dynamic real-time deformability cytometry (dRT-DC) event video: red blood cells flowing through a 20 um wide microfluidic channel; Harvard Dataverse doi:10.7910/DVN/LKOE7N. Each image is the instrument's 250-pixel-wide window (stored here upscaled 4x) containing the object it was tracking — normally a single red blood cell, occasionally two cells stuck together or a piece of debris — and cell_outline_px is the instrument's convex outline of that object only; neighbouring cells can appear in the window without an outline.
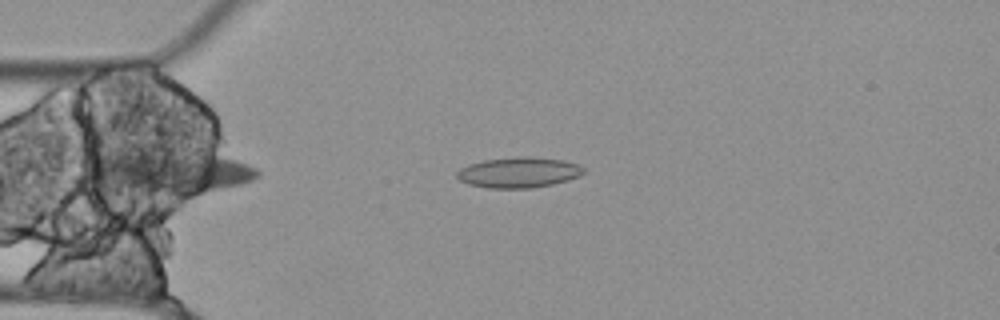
{"species": "Egyptian fruit bat (a non-hibernating species)", "species_latin": "Rousettus aegyptiacus", "temperature_condition": "cold", "stored_images_in_passage": 46, "segment_of_instrument_passage": [1, 2], "camera_frame_rate_fps": 3000, "um_per_image_px": 0.085, "animal": {"sex": "female"}, "frame": {"image": 1, "passage_image": 4, "time_ms": 1.0, "image_size_px": [1000, 320], "cell_outline_px": [[584, 172], [580, 176], [568, 180], [552, 184], [532, 188], [488, 188], [468, 184], [460, 180], [456, 176], [456, 172], [460, 168], [468, 164], [484, 160], [516, 156], [532, 156], [564, 160], [576, 164], [584, 168]], "centroid_in_image_um": [44.07, 14.65], "position_along_channel_um": 40.9, "area_um2": 22.72}}
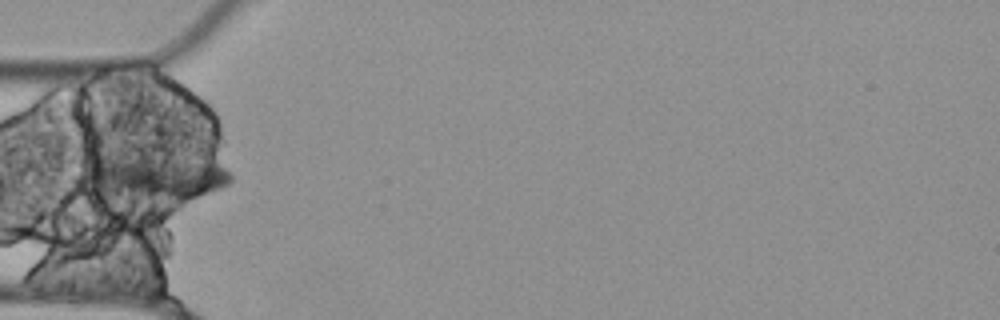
{"frame": {"image": 2, "passage_image": 8, "time_ms": 2.333, "image_size_px": [1000, 320], "cell_outline_px": [[232, 180], [228, 184], [220, 188], [176, 204], [100, 188], [80, 172], [80, 168], [92, 164], [112, 160], [176, 156], [188, 156], [220, 164], [232, 172]], "centroid_in_image_um": [13.57, 15.06], "position_along_channel_um": 71.4, "area_um2": 36.01}}